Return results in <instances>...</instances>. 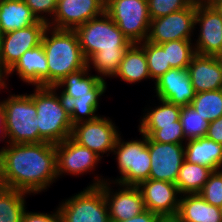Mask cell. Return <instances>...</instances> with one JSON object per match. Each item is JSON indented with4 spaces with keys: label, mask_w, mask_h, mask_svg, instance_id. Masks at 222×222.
Instances as JSON below:
<instances>
[{
    "label": "cell",
    "mask_w": 222,
    "mask_h": 222,
    "mask_svg": "<svg viewBox=\"0 0 222 222\" xmlns=\"http://www.w3.org/2000/svg\"><path fill=\"white\" fill-rule=\"evenodd\" d=\"M55 144L22 143L0 148V165L7 188L31 196L47 192L58 181Z\"/></svg>",
    "instance_id": "6da1fadb"
},
{
    "label": "cell",
    "mask_w": 222,
    "mask_h": 222,
    "mask_svg": "<svg viewBox=\"0 0 222 222\" xmlns=\"http://www.w3.org/2000/svg\"><path fill=\"white\" fill-rule=\"evenodd\" d=\"M74 31L90 72H96L101 80H112L132 43L106 12Z\"/></svg>",
    "instance_id": "7a4b0ae2"
},
{
    "label": "cell",
    "mask_w": 222,
    "mask_h": 222,
    "mask_svg": "<svg viewBox=\"0 0 222 222\" xmlns=\"http://www.w3.org/2000/svg\"><path fill=\"white\" fill-rule=\"evenodd\" d=\"M54 87L68 103L71 123L76 125L99 116V104L102 96L105 95L108 84L90 72L86 66L79 71L70 73Z\"/></svg>",
    "instance_id": "3957f363"
},
{
    "label": "cell",
    "mask_w": 222,
    "mask_h": 222,
    "mask_svg": "<svg viewBox=\"0 0 222 222\" xmlns=\"http://www.w3.org/2000/svg\"><path fill=\"white\" fill-rule=\"evenodd\" d=\"M47 58L48 86H56L70 73L87 66L74 30L47 27L42 37Z\"/></svg>",
    "instance_id": "277c9868"
},
{
    "label": "cell",
    "mask_w": 222,
    "mask_h": 222,
    "mask_svg": "<svg viewBox=\"0 0 222 222\" xmlns=\"http://www.w3.org/2000/svg\"><path fill=\"white\" fill-rule=\"evenodd\" d=\"M31 98L37 109L39 143L58 144L71 137L73 125L68 103L53 86H34Z\"/></svg>",
    "instance_id": "5b68a950"
},
{
    "label": "cell",
    "mask_w": 222,
    "mask_h": 222,
    "mask_svg": "<svg viewBox=\"0 0 222 222\" xmlns=\"http://www.w3.org/2000/svg\"><path fill=\"white\" fill-rule=\"evenodd\" d=\"M121 134L122 132L112 151L120 175H117L116 178L106 177V181L138 186L142 181L148 180L150 175L151 158L147 146V136L140 133V138L125 140Z\"/></svg>",
    "instance_id": "8992f818"
},
{
    "label": "cell",
    "mask_w": 222,
    "mask_h": 222,
    "mask_svg": "<svg viewBox=\"0 0 222 222\" xmlns=\"http://www.w3.org/2000/svg\"><path fill=\"white\" fill-rule=\"evenodd\" d=\"M7 98L0 99L6 112V127L9 143H39L36 124L37 109L30 93L13 94L6 88ZM9 95V96H8Z\"/></svg>",
    "instance_id": "52a82bcc"
},
{
    "label": "cell",
    "mask_w": 222,
    "mask_h": 222,
    "mask_svg": "<svg viewBox=\"0 0 222 222\" xmlns=\"http://www.w3.org/2000/svg\"><path fill=\"white\" fill-rule=\"evenodd\" d=\"M55 149L58 180L66 175L79 177L88 173L94 176L92 175L93 179L87 187H97L106 181L103 174H96L97 172H95L103 160L95 152L89 150L87 147L81 146L71 137L55 144Z\"/></svg>",
    "instance_id": "ba28073f"
},
{
    "label": "cell",
    "mask_w": 222,
    "mask_h": 222,
    "mask_svg": "<svg viewBox=\"0 0 222 222\" xmlns=\"http://www.w3.org/2000/svg\"><path fill=\"white\" fill-rule=\"evenodd\" d=\"M105 12L132 44L147 39L151 21L147 0H110Z\"/></svg>",
    "instance_id": "9c48e42d"
},
{
    "label": "cell",
    "mask_w": 222,
    "mask_h": 222,
    "mask_svg": "<svg viewBox=\"0 0 222 222\" xmlns=\"http://www.w3.org/2000/svg\"><path fill=\"white\" fill-rule=\"evenodd\" d=\"M62 222H110L106 198L97 187H86L58 204Z\"/></svg>",
    "instance_id": "30bf717a"
},
{
    "label": "cell",
    "mask_w": 222,
    "mask_h": 222,
    "mask_svg": "<svg viewBox=\"0 0 222 222\" xmlns=\"http://www.w3.org/2000/svg\"><path fill=\"white\" fill-rule=\"evenodd\" d=\"M110 118L99 115L93 120L73 125L71 138L103 159L110 156L121 133L119 126Z\"/></svg>",
    "instance_id": "8fae6325"
},
{
    "label": "cell",
    "mask_w": 222,
    "mask_h": 222,
    "mask_svg": "<svg viewBox=\"0 0 222 222\" xmlns=\"http://www.w3.org/2000/svg\"><path fill=\"white\" fill-rule=\"evenodd\" d=\"M195 13L196 6L191 3L185 9L152 19L146 41L162 44L168 41L194 40Z\"/></svg>",
    "instance_id": "7c38bea8"
},
{
    "label": "cell",
    "mask_w": 222,
    "mask_h": 222,
    "mask_svg": "<svg viewBox=\"0 0 222 222\" xmlns=\"http://www.w3.org/2000/svg\"><path fill=\"white\" fill-rule=\"evenodd\" d=\"M98 187L106 198L110 222L131 219L146 210L138 186L105 181Z\"/></svg>",
    "instance_id": "4fadbf2b"
},
{
    "label": "cell",
    "mask_w": 222,
    "mask_h": 222,
    "mask_svg": "<svg viewBox=\"0 0 222 222\" xmlns=\"http://www.w3.org/2000/svg\"><path fill=\"white\" fill-rule=\"evenodd\" d=\"M194 29L198 34L193 40L197 54L222 53V15L212 5L196 6Z\"/></svg>",
    "instance_id": "5bb4252c"
},
{
    "label": "cell",
    "mask_w": 222,
    "mask_h": 222,
    "mask_svg": "<svg viewBox=\"0 0 222 222\" xmlns=\"http://www.w3.org/2000/svg\"><path fill=\"white\" fill-rule=\"evenodd\" d=\"M147 146L151 158L149 179L176 183L185 160L184 144L160 143L147 137Z\"/></svg>",
    "instance_id": "9a60e30c"
},
{
    "label": "cell",
    "mask_w": 222,
    "mask_h": 222,
    "mask_svg": "<svg viewBox=\"0 0 222 222\" xmlns=\"http://www.w3.org/2000/svg\"><path fill=\"white\" fill-rule=\"evenodd\" d=\"M105 12L103 0H58L49 27L74 30Z\"/></svg>",
    "instance_id": "2e32d148"
},
{
    "label": "cell",
    "mask_w": 222,
    "mask_h": 222,
    "mask_svg": "<svg viewBox=\"0 0 222 222\" xmlns=\"http://www.w3.org/2000/svg\"><path fill=\"white\" fill-rule=\"evenodd\" d=\"M48 24L38 21L29 27L7 32L0 40V54L3 65L8 71L20 59L23 53L41 44Z\"/></svg>",
    "instance_id": "e0dca14e"
},
{
    "label": "cell",
    "mask_w": 222,
    "mask_h": 222,
    "mask_svg": "<svg viewBox=\"0 0 222 222\" xmlns=\"http://www.w3.org/2000/svg\"><path fill=\"white\" fill-rule=\"evenodd\" d=\"M145 209L160 216H176L180 193L175 183L148 179L138 185Z\"/></svg>",
    "instance_id": "ac0fdd59"
},
{
    "label": "cell",
    "mask_w": 222,
    "mask_h": 222,
    "mask_svg": "<svg viewBox=\"0 0 222 222\" xmlns=\"http://www.w3.org/2000/svg\"><path fill=\"white\" fill-rule=\"evenodd\" d=\"M153 84V98L163 99L181 107L190 106L196 94L187 68H171Z\"/></svg>",
    "instance_id": "d6986e66"
},
{
    "label": "cell",
    "mask_w": 222,
    "mask_h": 222,
    "mask_svg": "<svg viewBox=\"0 0 222 222\" xmlns=\"http://www.w3.org/2000/svg\"><path fill=\"white\" fill-rule=\"evenodd\" d=\"M13 74L26 85L48 86V65L42 43L22 54L9 70V77Z\"/></svg>",
    "instance_id": "ffe728a7"
},
{
    "label": "cell",
    "mask_w": 222,
    "mask_h": 222,
    "mask_svg": "<svg viewBox=\"0 0 222 222\" xmlns=\"http://www.w3.org/2000/svg\"><path fill=\"white\" fill-rule=\"evenodd\" d=\"M187 69L196 93L222 89V67L217 56L196 53Z\"/></svg>",
    "instance_id": "44dd1931"
},
{
    "label": "cell",
    "mask_w": 222,
    "mask_h": 222,
    "mask_svg": "<svg viewBox=\"0 0 222 222\" xmlns=\"http://www.w3.org/2000/svg\"><path fill=\"white\" fill-rule=\"evenodd\" d=\"M157 103L152 101L150 104L145 105L143 114L139 118V125L137 130L145 136L150 137L160 126L176 125V121L180 119V112L182 107L157 98ZM157 105V106H156ZM149 106V107H148Z\"/></svg>",
    "instance_id": "7402d4cb"
},
{
    "label": "cell",
    "mask_w": 222,
    "mask_h": 222,
    "mask_svg": "<svg viewBox=\"0 0 222 222\" xmlns=\"http://www.w3.org/2000/svg\"><path fill=\"white\" fill-rule=\"evenodd\" d=\"M184 149L185 161L206 166L213 171L222 170V144L200 137L187 140Z\"/></svg>",
    "instance_id": "603a6c76"
},
{
    "label": "cell",
    "mask_w": 222,
    "mask_h": 222,
    "mask_svg": "<svg viewBox=\"0 0 222 222\" xmlns=\"http://www.w3.org/2000/svg\"><path fill=\"white\" fill-rule=\"evenodd\" d=\"M176 216L181 222H222L221 208L207 203L199 194L181 195Z\"/></svg>",
    "instance_id": "cb8c5ba5"
},
{
    "label": "cell",
    "mask_w": 222,
    "mask_h": 222,
    "mask_svg": "<svg viewBox=\"0 0 222 222\" xmlns=\"http://www.w3.org/2000/svg\"><path fill=\"white\" fill-rule=\"evenodd\" d=\"M113 78H118L128 85L151 80L145 51L139 44H132L127 49Z\"/></svg>",
    "instance_id": "d4e9b609"
},
{
    "label": "cell",
    "mask_w": 222,
    "mask_h": 222,
    "mask_svg": "<svg viewBox=\"0 0 222 222\" xmlns=\"http://www.w3.org/2000/svg\"><path fill=\"white\" fill-rule=\"evenodd\" d=\"M38 21L24 0H0V22L4 34L29 27Z\"/></svg>",
    "instance_id": "484cf974"
},
{
    "label": "cell",
    "mask_w": 222,
    "mask_h": 222,
    "mask_svg": "<svg viewBox=\"0 0 222 222\" xmlns=\"http://www.w3.org/2000/svg\"><path fill=\"white\" fill-rule=\"evenodd\" d=\"M212 173L211 168L184 160L175 183L180 195L198 194Z\"/></svg>",
    "instance_id": "4316f807"
},
{
    "label": "cell",
    "mask_w": 222,
    "mask_h": 222,
    "mask_svg": "<svg viewBox=\"0 0 222 222\" xmlns=\"http://www.w3.org/2000/svg\"><path fill=\"white\" fill-rule=\"evenodd\" d=\"M30 194L6 188L0 193V222H21Z\"/></svg>",
    "instance_id": "83f0119b"
},
{
    "label": "cell",
    "mask_w": 222,
    "mask_h": 222,
    "mask_svg": "<svg viewBox=\"0 0 222 222\" xmlns=\"http://www.w3.org/2000/svg\"><path fill=\"white\" fill-rule=\"evenodd\" d=\"M191 106L209 122L222 117V89L196 93Z\"/></svg>",
    "instance_id": "f1b7e54d"
},
{
    "label": "cell",
    "mask_w": 222,
    "mask_h": 222,
    "mask_svg": "<svg viewBox=\"0 0 222 222\" xmlns=\"http://www.w3.org/2000/svg\"><path fill=\"white\" fill-rule=\"evenodd\" d=\"M166 52L167 63L171 68H188L196 54L193 40H176L160 44Z\"/></svg>",
    "instance_id": "f546056e"
},
{
    "label": "cell",
    "mask_w": 222,
    "mask_h": 222,
    "mask_svg": "<svg viewBox=\"0 0 222 222\" xmlns=\"http://www.w3.org/2000/svg\"><path fill=\"white\" fill-rule=\"evenodd\" d=\"M144 49L147 58V65L151 82H156L163 74L171 69L170 64L167 63L166 52L160 44L144 41L139 43Z\"/></svg>",
    "instance_id": "4dcf8cb0"
},
{
    "label": "cell",
    "mask_w": 222,
    "mask_h": 222,
    "mask_svg": "<svg viewBox=\"0 0 222 222\" xmlns=\"http://www.w3.org/2000/svg\"><path fill=\"white\" fill-rule=\"evenodd\" d=\"M180 122L182 124L186 140L206 137L210 122L205 120L200 113H197L191 105L182 106Z\"/></svg>",
    "instance_id": "1f68e13d"
},
{
    "label": "cell",
    "mask_w": 222,
    "mask_h": 222,
    "mask_svg": "<svg viewBox=\"0 0 222 222\" xmlns=\"http://www.w3.org/2000/svg\"><path fill=\"white\" fill-rule=\"evenodd\" d=\"M207 203L222 207V170L213 171L198 193Z\"/></svg>",
    "instance_id": "d6a6232c"
},
{
    "label": "cell",
    "mask_w": 222,
    "mask_h": 222,
    "mask_svg": "<svg viewBox=\"0 0 222 222\" xmlns=\"http://www.w3.org/2000/svg\"><path fill=\"white\" fill-rule=\"evenodd\" d=\"M151 20L187 8L191 0H147Z\"/></svg>",
    "instance_id": "836d02e7"
},
{
    "label": "cell",
    "mask_w": 222,
    "mask_h": 222,
    "mask_svg": "<svg viewBox=\"0 0 222 222\" xmlns=\"http://www.w3.org/2000/svg\"><path fill=\"white\" fill-rule=\"evenodd\" d=\"M150 138L155 142L185 144V134L180 119L176 121V125L160 126Z\"/></svg>",
    "instance_id": "e575fe53"
},
{
    "label": "cell",
    "mask_w": 222,
    "mask_h": 222,
    "mask_svg": "<svg viewBox=\"0 0 222 222\" xmlns=\"http://www.w3.org/2000/svg\"><path fill=\"white\" fill-rule=\"evenodd\" d=\"M25 3L30 7L33 14L40 21L49 23L57 8L58 0H24Z\"/></svg>",
    "instance_id": "d590c367"
},
{
    "label": "cell",
    "mask_w": 222,
    "mask_h": 222,
    "mask_svg": "<svg viewBox=\"0 0 222 222\" xmlns=\"http://www.w3.org/2000/svg\"><path fill=\"white\" fill-rule=\"evenodd\" d=\"M53 211L48 212H38V211H24L22 215L21 222H62L61 213L58 207H55Z\"/></svg>",
    "instance_id": "8d00e7d4"
},
{
    "label": "cell",
    "mask_w": 222,
    "mask_h": 222,
    "mask_svg": "<svg viewBox=\"0 0 222 222\" xmlns=\"http://www.w3.org/2000/svg\"><path fill=\"white\" fill-rule=\"evenodd\" d=\"M206 137L222 144V117L209 123Z\"/></svg>",
    "instance_id": "74e56055"
},
{
    "label": "cell",
    "mask_w": 222,
    "mask_h": 222,
    "mask_svg": "<svg viewBox=\"0 0 222 222\" xmlns=\"http://www.w3.org/2000/svg\"><path fill=\"white\" fill-rule=\"evenodd\" d=\"M161 216L157 213L151 212L149 210H144L142 213H140L137 216H134L131 219H127L121 222H157V220Z\"/></svg>",
    "instance_id": "f35d334b"
},
{
    "label": "cell",
    "mask_w": 222,
    "mask_h": 222,
    "mask_svg": "<svg viewBox=\"0 0 222 222\" xmlns=\"http://www.w3.org/2000/svg\"><path fill=\"white\" fill-rule=\"evenodd\" d=\"M4 146L9 144V136L6 127V112L0 102V143H4Z\"/></svg>",
    "instance_id": "ab89813d"
},
{
    "label": "cell",
    "mask_w": 222,
    "mask_h": 222,
    "mask_svg": "<svg viewBox=\"0 0 222 222\" xmlns=\"http://www.w3.org/2000/svg\"><path fill=\"white\" fill-rule=\"evenodd\" d=\"M9 71L8 69L3 65L1 54H0V82L7 88H11L9 85Z\"/></svg>",
    "instance_id": "60d3db41"
},
{
    "label": "cell",
    "mask_w": 222,
    "mask_h": 222,
    "mask_svg": "<svg viewBox=\"0 0 222 222\" xmlns=\"http://www.w3.org/2000/svg\"><path fill=\"white\" fill-rule=\"evenodd\" d=\"M217 0H191L195 6H210L213 5Z\"/></svg>",
    "instance_id": "b9f144b4"
},
{
    "label": "cell",
    "mask_w": 222,
    "mask_h": 222,
    "mask_svg": "<svg viewBox=\"0 0 222 222\" xmlns=\"http://www.w3.org/2000/svg\"><path fill=\"white\" fill-rule=\"evenodd\" d=\"M157 222H181L177 216H161Z\"/></svg>",
    "instance_id": "7bdbcfd3"
},
{
    "label": "cell",
    "mask_w": 222,
    "mask_h": 222,
    "mask_svg": "<svg viewBox=\"0 0 222 222\" xmlns=\"http://www.w3.org/2000/svg\"><path fill=\"white\" fill-rule=\"evenodd\" d=\"M6 184L3 177V168L0 165V193H2L6 189Z\"/></svg>",
    "instance_id": "ee69618b"
},
{
    "label": "cell",
    "mask_w": 222,
    "mask_h": 222,
    "mask_svg": "<svg viewBox=\"0 0 222 222\" xmlns=\"http://www.w3.org/2000/svg\"><path fill=\"white\" fill-rule=\"evenodd\" d=\"M212 6L222 15V0H217Z\"/></svg>",
    "instance_id": "f6af8a7d"
},
{
    "label": "cell",
    "mask_w": 222,
    "mask_h": 222,
    "mask_svg": "<svg viewBox=\"0 0 222 222\" xmlns=\"http://www.w3.org/2000/svg\"><path fill=\"white\" fill-rule=\"evenodd\" d=\"M217 58H218V60H219V62L221 64V67H222V53L218 54Z\"/></svg>",
    "instance_id": "bcb514c9"
},
{
    "label": "cell",
    "mask_w": 222,
    "mask_h": 222,
    "mask_svg": "<svg viewBox=\"0 0 222 222\" xmlns=\"http://www.w3.org/2000/svg\"><path fill=\"white\" fill-rule=\"evenodd\" d=\"M2 90H6V87L0 82V93L5 92V91H2Z\"/></svg>",
    "instance_id": "7dc6e473"
},
{
    "label": "cell",
    "mask_w": 222,
    "mask_h": 222,
    "mask_svg": "<svg viewBox=\"0 0 222 222\" xmlns=\"http://www.w3.org/2000/svg\"><path fill=\"white\" fill-rule=\"evenodd\" d=\"M4 33L2 32L1 22H0V40L3 37Z\"/></svg>",
    "instance_id": "c3c4849f"
},
{
    "label": "cell",
    "mask_w": 222,
    "mask_h": 222,
    "mask_svg": "<svg viewBox=\"0 0 222 222\" xmlns=\"http://www.w3.org/2000/svg\"><path fill=\"white\" fill-rule=\"evenodd\" d=\"M110 0H103L104 4L106 5Z\"/></svg>",
    "instance_id": "681fc988"
}]
</instances>
